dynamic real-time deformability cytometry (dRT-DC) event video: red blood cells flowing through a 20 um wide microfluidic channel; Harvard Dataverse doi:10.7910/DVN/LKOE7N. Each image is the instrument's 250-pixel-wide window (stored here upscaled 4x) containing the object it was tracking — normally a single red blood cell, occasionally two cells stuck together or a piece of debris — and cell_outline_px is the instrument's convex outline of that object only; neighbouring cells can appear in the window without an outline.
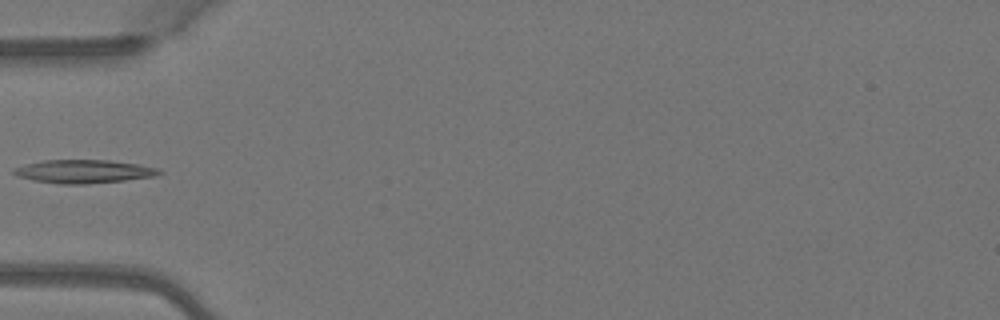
{"species": "Egyptian fruit bat (a non-hibernating species)", "species_latin": "Rousettus aegyptiacus", "temperature_condition": "warm", "stored_images_in_passage": 1, "camera_frame_rate_fps": 3000, "um_per_image_px": 0.085, "animal": {"sex": "female"}, "frame": {"image": 1, "passage_image": 1, "time_ms": 0.0, "image_size_px": [1000, 320], "cell_outline_px": [[164, 172], [156, 176], [124, 180], [84, 184], [60, 184], [32, 180], [16, 176], [12, 172], [12, 168], [24, 164], [44, 160], [108, 160], [136, 164], [160, 168]], "centroid_in_image_um": [7.09, 14.57], "position_along_channel_um": 77.9, "area_um2": 19.88}}